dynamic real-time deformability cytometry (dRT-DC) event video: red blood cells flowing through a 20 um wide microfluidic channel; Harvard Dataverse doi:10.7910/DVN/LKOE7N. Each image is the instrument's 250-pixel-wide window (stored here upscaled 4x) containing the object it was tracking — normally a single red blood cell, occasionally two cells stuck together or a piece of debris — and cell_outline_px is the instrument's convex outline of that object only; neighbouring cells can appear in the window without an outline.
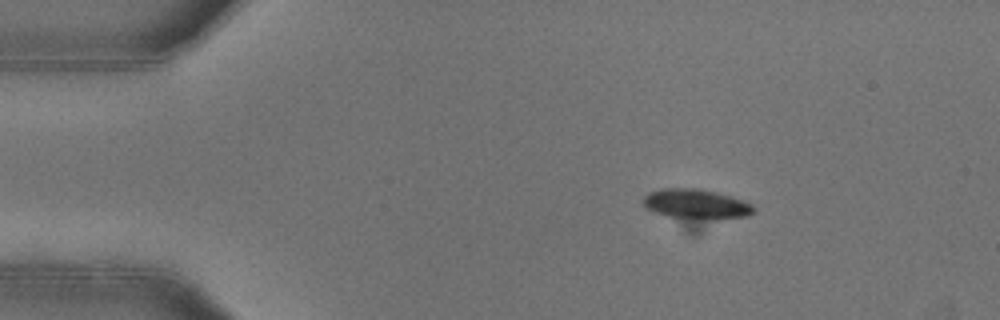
{"species": "common noctule bat (a hibernating species)", "species_latin": "Nyctalus noctula", "temperature_condition": "warm", "stored_images_in_passage": 38, "camera_frame_rate_fps": 3000, "um_per_image_px": 0.085, "animal": {"sex": "female"}, "frame": {"image": 1, "passage_image": 1, "time_ms": 0.0, "image_size_px": [1000, 320], "cell_outline_px": [[752, 212], [748, 216], [716, 220], [668, 216], [644, 208], [644, 196], [648, 192], [660, 188], [700, 188], [716, 192], [752, 204]], "centroid_in_image_um": [59.13, 17.34], "position_along_channel_um": 25.9, "area_um2": 19.07}}
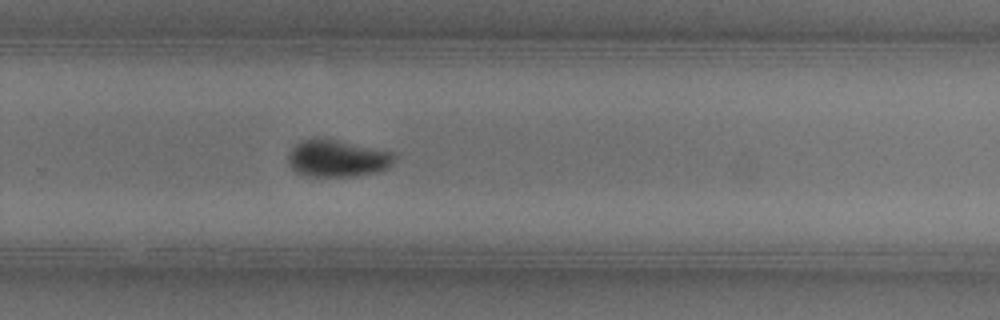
{"frame": {"image": 2, "passage_image": 27, "time_ms": 8.667, "image_size_px": [1000, 320], "cell_outline_px": [[396, 156], [392, 164], [388, 168], [376, 172], [352, 176], [300, 176], [288, 164], [288, 156], [292, 148], [296, 144], [304, 140], [336, 140], [392, 152]], "centroid_in_image_um": [28.66, 13.5], "position_along_channel_um": 301.1, "area_um2": 22.48}}
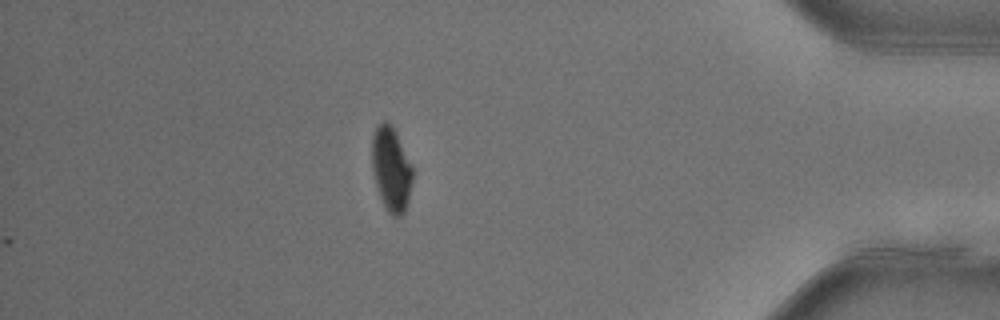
{"frame": {"image": 3, "passage_image": 38, "time_ms": 12.333, "image_size_px": [1000, 320], "cell_outline_px": [[412, 180], [408, 204], [404, 212], [400, 216], [392, 216], [388, 212], [380, 196], [376, 184], [372, 168], [372, 136], [376, 128], [384, 120], [392, 128], [412, 168]], "centroid_in_image_um": [33.24, 14.44], "position_along_channel_um": 402.0, "area_um2": 19.25}, "authors_computed_cell_mechanics": {"area_um2": 21.9062, "velocity_mm_per_s": 3.9709, "shape_relaxation_time_tau1_ms": 3.6727, "shape_relaxation_time_tau2_ms": null, "deformation_change_tau1": 0.1353, "deformation_change_tau2": null}}